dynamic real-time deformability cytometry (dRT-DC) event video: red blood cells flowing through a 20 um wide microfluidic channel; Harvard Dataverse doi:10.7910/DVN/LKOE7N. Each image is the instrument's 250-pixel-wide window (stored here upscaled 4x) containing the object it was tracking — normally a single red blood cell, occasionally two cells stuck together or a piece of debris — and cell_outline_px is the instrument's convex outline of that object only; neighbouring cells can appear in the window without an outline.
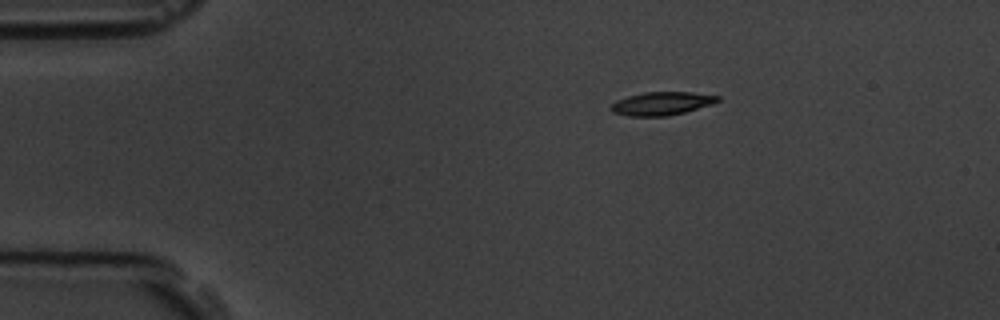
{"species": "common noctule bat (a hibernating species)", "species_latin": "Nyctalus noctula", "temperature_condition": "room temperature", "stored_images_in_passage": 48, "camera_frame_rate_fps": 3000, "um_per_image_px": 0.085, "animal": {"sex": "male", "body_mass_g": 19.5, "forearm_length_mm": 54.6}, "frame": {"image": 1, "passage_image": 1, "time_ms": 0.0, "image_size_px": [1000, 320], "cell_outline_px": [[720, 100], [712, 104], [684, 112], [668, 116], [628, 116], [612, 112], [608, 108], [616, 100], [628, 96], [644, 92], [692, 92], [720, 96]], "centroid_in_image_um": [56.22, 8.8], "position_along_channel_um": 28.8, "area_um2": 14.51}}
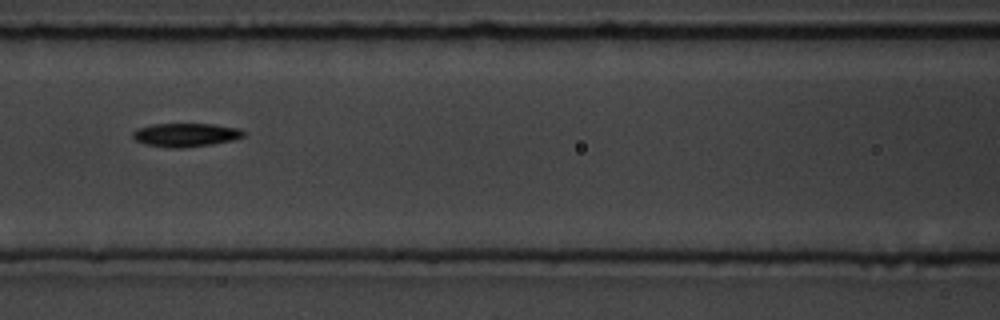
{"frame": {"image": 2, "passage_image": 16, "time_ms": 5.0, "image_size_px": [1000, 320], "cell_outline_px": [[248, 132], [244, 136], [232, 140], [212, 144], [180, 148], [168, 148], [144, 144], [136, 140], [132, 136], [132, 132], [136, 128], [152, 124], [212, 124], [240, 128]], "centroid_in_image_um": [15.78, 11.46], "position_along_channel_um": 150.8, "area_um2": 15.37}}
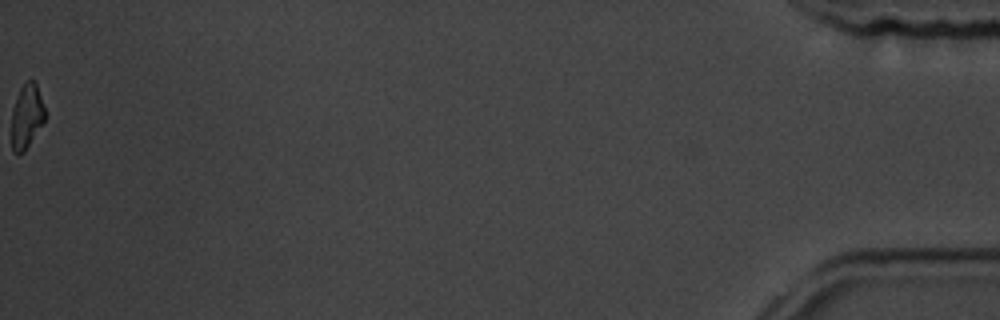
{"frame": {"image": 3, "passage_image": 48, "time_ms": 15.667, "image_size_px": [1000, 320], "cell_outline_px": [[44, 120], [24, 152], [12, 152], [12, 108], [20, 88], [28, 80], [32, 80], [36, 84], [44, 108]], "centroid_in_image_um": [2.24, 9.88], "position_along_channel_um": 433.0, "area_um2": 12.08}, "authors_computed_cell_mechanics": {"area_um2": 14.8546, "velocity_mm_per_s": 3.6171, "shape_relaxation_time_tau1_ms": 3.5757, "shape_relaxation_time_tau2_ms": null, "deformation_change_tau1": 0.1493, "deformation_change_tau2": null}}